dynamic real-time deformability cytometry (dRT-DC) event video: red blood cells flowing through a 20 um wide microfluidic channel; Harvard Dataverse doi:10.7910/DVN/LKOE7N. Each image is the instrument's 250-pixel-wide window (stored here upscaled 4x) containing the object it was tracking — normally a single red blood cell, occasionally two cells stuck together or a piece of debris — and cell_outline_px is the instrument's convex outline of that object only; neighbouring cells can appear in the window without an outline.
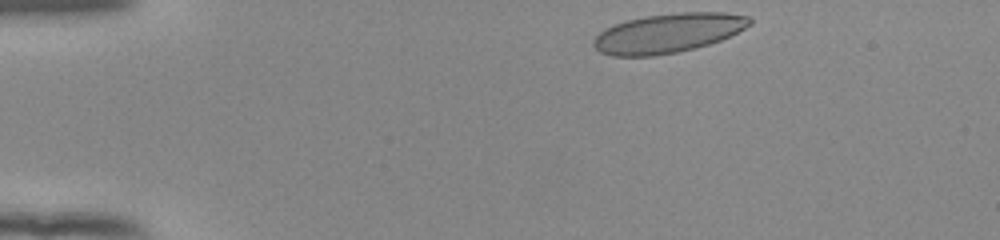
{"species": "human", "species_latin": "Homo sapiens", "temperature_condition": "room temperature", "stored_images_in_passage": 45, "camera_frame_rate_fps": 3000, "um_per_image_px": 0.085, "donor": {"sex": "female"}, "frame": {"image": 1, "passage_image": 1, "time_ms": 0.0, "image_size_px": [1000, 240], "cell_outline_px": [[752, 24], [720, 40], [708, 44], [676, 52], [652, 56], [612, 56], [600, 52], [592, 44], [592, 40], [604, 28], [612, 24], [644, 16], [680, 12], [724, 12], [748, 16], [752, 20]], "centroid_in_image_um": [56.74, 2.8], "position_along_channel_um": 28.3, "area_um2": 35.66}}
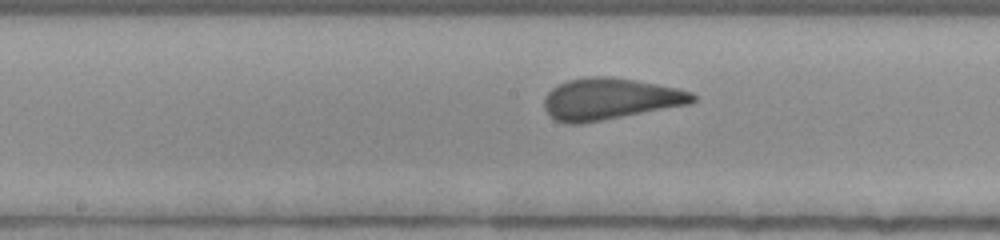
{"frame": {"image": 2, "passage_image": 20, "time_ms": 6.333, "image_size_px": [1000, 240], "cell_outline_px": [[696, 100], [692, 104], [580, 124], [568, 124], [556, 120], [548, 116], [544, 108], [544, 96], [552, 88], [568, 80], [588, 76], [608, 76], [656, 84], [676, 88], [692, 92], [696, 96]], "centroid_in_image_um": [51.83, 8.42], "position_along_channel_um": 196.4, "area_um2": 36.01}}
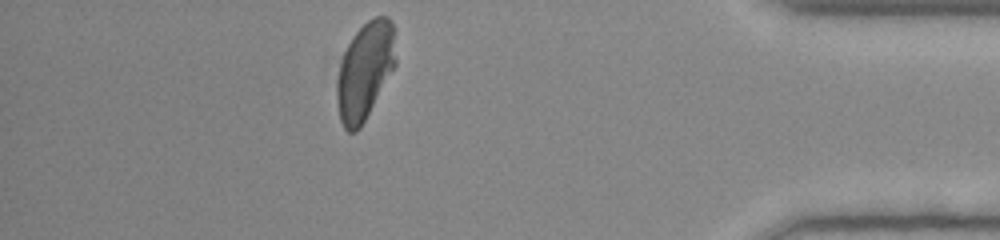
{"frame": {"image": 3, "passage_image": 39, "time_ms": 12.667, "image_size_px": [1000, 240], "cell_outline_px": [[396, 64], [360, 128], [356, 132], [348, 132], [344, 128], [340, 120], [336, 100], [336, 80], [340, 64], [344, 52], [352, 36], [368, 20], [376, 16], [388, 16], [392, 20], [396, 60]], "centroid_in_image_um": [31.0, 6.02], "position_along_channel_um": 404.2, "area_um2": 33.23}, "authors_computed_cell_mechanics": {"area_um2": 35.4314, "velocity_mm_per_s": 3.8703, "shape_relaxation_time_tau1_ms": 6.3584, "shape_relaxation_time_tau2_ms": null, "deformation_change_tau1": 0.1863, "deformation_change_tau2": null}}